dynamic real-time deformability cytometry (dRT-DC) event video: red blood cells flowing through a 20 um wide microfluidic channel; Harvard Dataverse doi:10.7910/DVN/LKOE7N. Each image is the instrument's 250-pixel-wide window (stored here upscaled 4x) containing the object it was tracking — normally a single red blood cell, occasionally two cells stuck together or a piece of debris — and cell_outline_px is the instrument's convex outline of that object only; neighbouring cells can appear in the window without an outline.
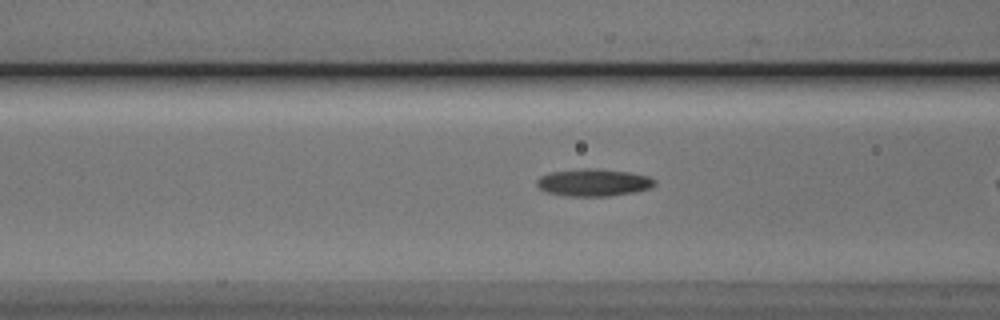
{"species": "Egyptian fruit bat (a non-hibernating species)", "species_latin": "Rousettus aegyptiacus", "temperature_condition": "cold", "stored_images_in_passage": 8, "camera_frame_rate_fps": 3000, "um_per_image_px": 0.085, "animal": {"sex": "male"}, "frame": {"image": 1, "passage_image": 7, "time_ms": 2.0, "image_size_px": [1000, 320], "cell_outline_px": [[656, 184], [652, 188], [636, 192], [608, 196], [568, 196], [548, 192], [540, 188], [536, 184], [536, 180], [540, 176], [552, 172], [584, 168], [592, 168], [628, 172], [648, 176], [656, 180]], "centroid_in_image_um": [50.49, 15.52], "position_along_channel_um": 116.1, "area_um2": 18.73}}